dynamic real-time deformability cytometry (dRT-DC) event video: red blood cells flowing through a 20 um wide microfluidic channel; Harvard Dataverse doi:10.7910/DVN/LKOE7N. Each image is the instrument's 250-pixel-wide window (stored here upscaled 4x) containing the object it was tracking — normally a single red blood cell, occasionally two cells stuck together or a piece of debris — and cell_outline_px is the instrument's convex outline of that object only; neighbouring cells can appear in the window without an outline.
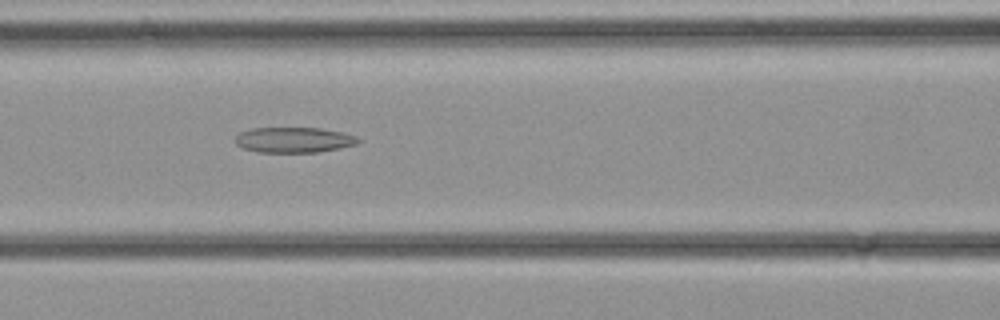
{"species": "common noctule bat (a hibernating species)", "species_latin": "Nyctalus noctula", "temperature_condition": "cold", "stored_images_in_passage": 32, "camera_frame_rate_fps": 3000, "um_per_image_px": 0.085, "animal": {"sex": "female", "body_mass_g": 21.9}, "frame": {"image": 1, "passage_image": 14, "time_ms": 4.333, "image_size_px": [1000, 320], "cell_outline_px": [[360, 140], [356, 144], [340, 148], [316, 152], [256, 152], [244, 148], [236, 144], [236, 136], [240, 132], [252, 128], [320, 128], [344, 132], [356, 136]], "centroid_in_image_um": [24.98, 11.89], "position_along_channel_um": 141.6, "area_um2": 18.15}}
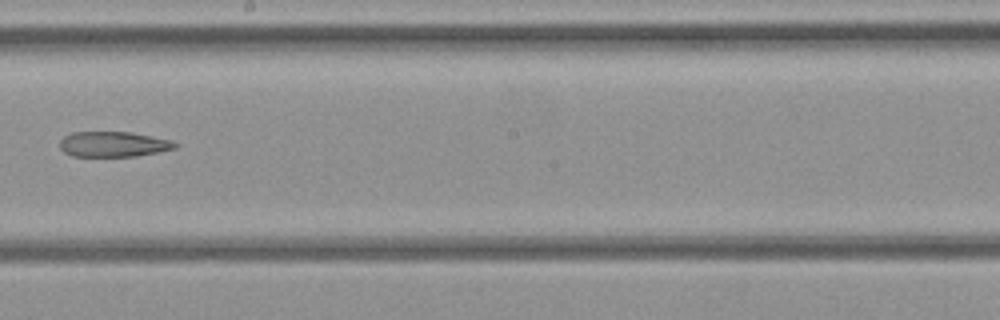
{"frame": {"image": 2, "passage_image": 19, "time_ms": 6.0, "image_size_px": [1000, 320], "cell_outline_px": [[180, 144], [176, 148], [136, 156], [72, 156], [64, 152], [60, 148], [60, 140], [64, 136], [72, 132], [132, 132], [172, 140]], "centroid_in_image_um": [9.65, 12.25], "position_along_channel_um": 238.6, "area_um2": 17.05}}
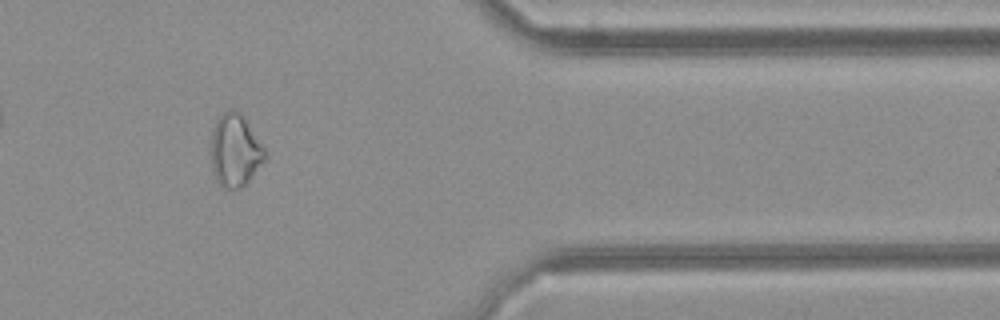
{"frame": {"image": 3, "passage_image": 28, "time_ms": 9.0, "image_size_px": [1000, 320], "cell_outline_px": [[268, 156], [248, 180], [240, 188], [228, 188], [220, 184], [216, 180], [212, 172], [212, 128], [216, 120], [228, 108], [232, 108], [240, 112], [244, 116], [268, 152]], "centroid_in_image_um": [20.0, 12.74], "position_along_channel_um": 391.4, "area_um2": 22.83}}